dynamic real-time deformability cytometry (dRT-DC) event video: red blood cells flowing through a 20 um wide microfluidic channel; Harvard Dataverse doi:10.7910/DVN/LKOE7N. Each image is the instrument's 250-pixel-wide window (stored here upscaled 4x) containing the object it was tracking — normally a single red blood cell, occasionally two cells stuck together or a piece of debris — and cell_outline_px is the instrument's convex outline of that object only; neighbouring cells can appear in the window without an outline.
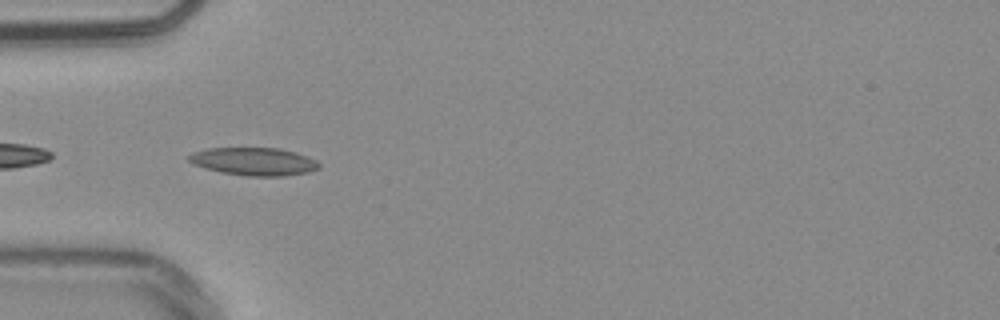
{"species": "common noctule bat (a hibernating species)", "species_latin": "Nyctalus noctula", "temperature_condition": "warm", "stored_images_in_passage": 6, "camera_frame_rate_fps": 3000, "um_per_image_px": 0.085, "animal": {"sex": "male", "body_mass_g": 20.4}, "frame": {"image": 1, "passage_image": 2, "time_ms": 0.333, "image_size_px": [1000, 320], "cell_outline_px": [[320, 168], [308, 172], [284, 176], [248, 176], [220, 172], [192, 164], [184, 156], [192, 152], [208, 148], [280, 148], [296, 152], [308, 156], [316, 160], [320, 164]], "centroid_in_image_um": [21.56, 13.72], "position_along_channel_um": 63.4, "area_um2": 21.39}}